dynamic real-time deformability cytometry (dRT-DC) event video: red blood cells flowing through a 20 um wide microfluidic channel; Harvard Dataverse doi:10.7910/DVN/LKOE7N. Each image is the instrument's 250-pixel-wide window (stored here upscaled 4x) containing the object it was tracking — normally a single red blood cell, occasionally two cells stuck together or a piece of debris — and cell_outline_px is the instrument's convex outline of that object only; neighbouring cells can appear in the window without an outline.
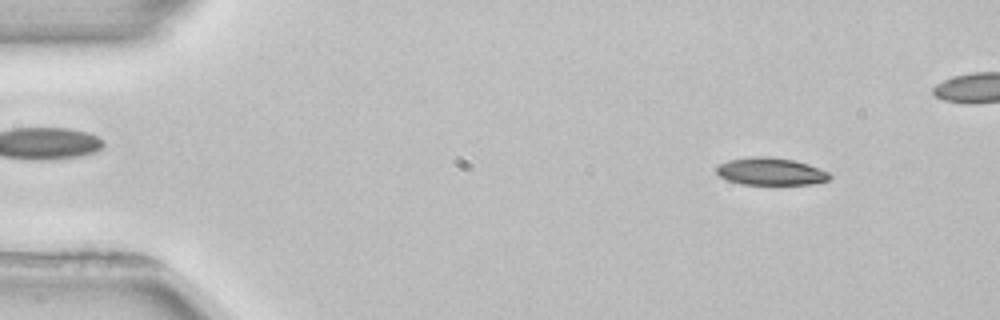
{"species": "common noctule bat (a hibernating species)", "species_latin": "Nyctalus noctula", "temperature_condition": "room temperature", "stored_images_in_passage": 4, "camera_frame_rate_fps": 3000, "um_per_image_px": 0.085, "animal": {"sex": "female", "body_mass_g": 22.7, "forearm_length_mm": 54.2}, "frame": {"image": 1, "passage_image": 1, "time_ms": 0.0, "image_size_px": [1000, 320], "cell_outline_px": [[832, 176], [828, 180], [812, 184], [744, 184], [728, 180], [720, 176], [716, 172], [716, 168], [720, 164], [728, 160], [752, 156], [768, 156], [792, 160], [808, 164], [828, 172]], "centroid_in_image_um": [65.5, 14.57], "position_along_channel_um": 19.5, "area_um2": 17.92}}